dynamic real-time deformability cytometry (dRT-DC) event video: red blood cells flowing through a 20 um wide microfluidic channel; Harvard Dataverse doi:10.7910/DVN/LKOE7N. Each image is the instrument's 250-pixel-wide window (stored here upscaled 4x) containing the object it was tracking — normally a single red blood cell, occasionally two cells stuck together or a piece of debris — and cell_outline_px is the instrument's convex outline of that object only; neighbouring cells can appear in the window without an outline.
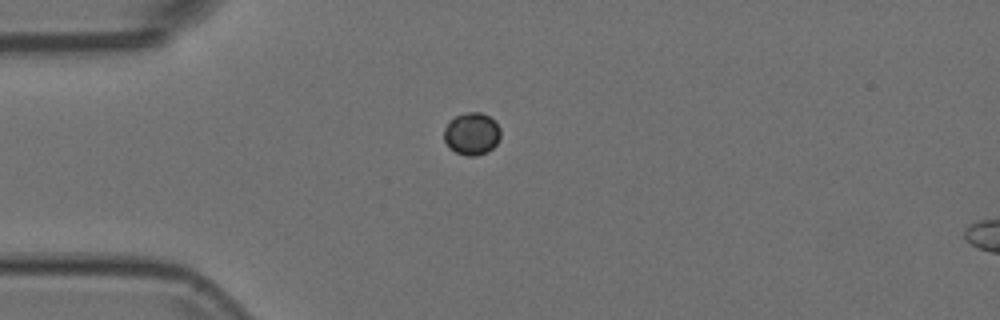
{"species": "Egyptian fruit bat (a non-hibernating species)", "species_latin": "Rousettus aegyptiacus", "temperature_condition": "room temperature", "stored_images_in_passage": 37, "camera_frame_rate_fps": 3000, "um_per_image_px": 0.085, "animal": {"sex": "female"}, "frame": {"image": 1, "passage_image": 1, "time_ms": 0.0, "image_size_px": [1000, 320], "cell_outline_px": [[500, 136], [496, 144], [488, 152], [476, 156], [468, 156], [456, 152], [444, 140], [444, 128], [448, 120], [456, 116], [468, 112], [480, 112], [496, 120], [500, 128]], "centroid_in_image_um": [40.11, 11.35], "position_along_channel_um": 44.9, "area_um2": 13.99}}
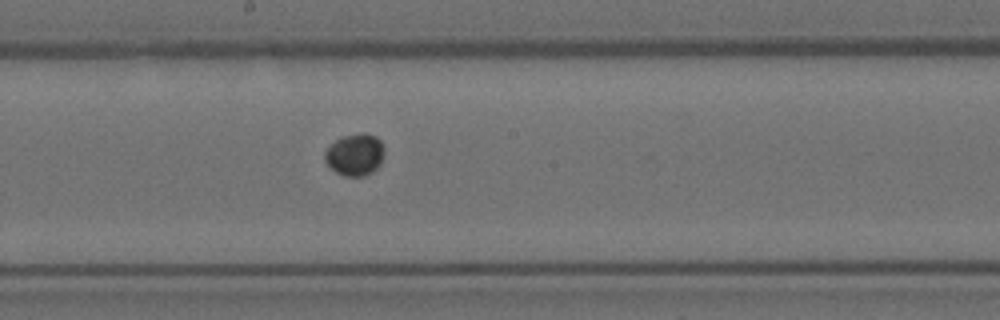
{"frame": {"image": 2, "passage_image": 16, "time_ms": 5.0, "image_size_px": [1000, 320], "cell_outline_px": [[384, 152], [380, 164], [372, 172], [364, 176], [344, 176], [336, 172], [324, 160], [324, 152], [340, 136], [364, 132], [376, 136], [380, 140], [384, 148]], "centroid_in_image_um": [30.18, 13.13], "position_along_channel_um": 218.0, "area_um2": 14.57}}
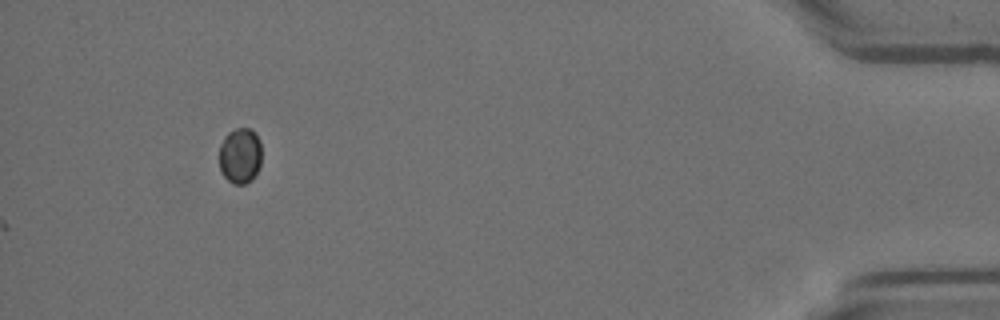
{"frame": {"image": 3, "passage_image": 37, "time_ms": 12.0, "image_size_px": [1000, 320], "cell_outline_px": [[260, 168], [252, 180], [244, 184], [232, 184], [224, 176], [220, 168], [220, 144], [224, 136], [228, 132], [236, 128], [252, 128], [260, 140]], "centroid_in_image_um": [20.42, 13.22], "position_along_channel_um": 414.8, "area_um2": 13.93}}